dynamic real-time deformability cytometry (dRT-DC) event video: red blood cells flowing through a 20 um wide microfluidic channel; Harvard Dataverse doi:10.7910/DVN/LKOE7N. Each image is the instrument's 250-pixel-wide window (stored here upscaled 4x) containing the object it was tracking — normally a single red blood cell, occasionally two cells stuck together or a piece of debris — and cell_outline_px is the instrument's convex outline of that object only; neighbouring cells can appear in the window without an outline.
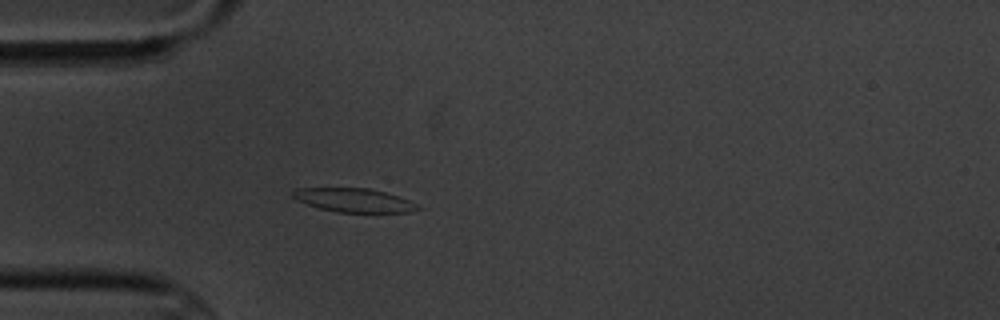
{"species": "common noctule bat (a hibernating species)", "species_latin": "Nyctalus noctula", "temperature_condition": "cold", "stored_images_in_passage": 5, "camera_frame_rate_fps": 3000, "um_per_image_px": 0.085, "animal": {"sex": "male", "body_mass_g": 20.1, "forearm_length_mm": 53.5}, "frame": {"image": 1, "passage_image": 5, "time_ms": 4.667, "image_size_px": [1000, 320], "cell_outline_px": [[424, 208], [408, 212], [336, 212], [320, 208], [296, 200], [292, 196], [292, 192], [296, 188], [368, 188], [384, 192], [408, 200]], "centroid_in_image_um": [30.07, 17.02], "position_along_channel_um": 54.9, "area_um2": 17.11}}